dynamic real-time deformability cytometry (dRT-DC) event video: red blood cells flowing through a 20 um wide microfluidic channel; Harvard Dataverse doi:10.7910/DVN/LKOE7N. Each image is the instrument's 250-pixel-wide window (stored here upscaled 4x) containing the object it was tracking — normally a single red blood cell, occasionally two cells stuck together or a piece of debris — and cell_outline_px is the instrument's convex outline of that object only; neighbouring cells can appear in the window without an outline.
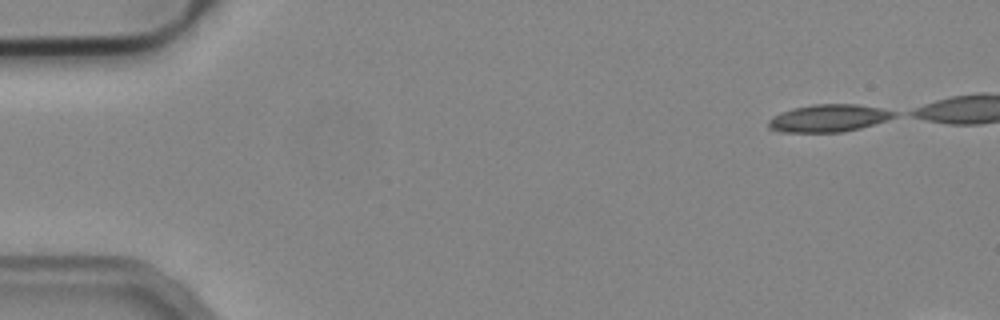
{"species": "common noctule bat (a hibernating species)", "species_latin": "Nyctalus noctula", "temperature_condition": "cold", "stored_images_in_passage": 11, "camera_frame_rate_fps": 3000, "um_per_image_px": 0.085, "animal": {"sex": "male", "body_mass_g": 19.2, "forearm_length_mm": 51.8}, "frame": {"image": 1, "passage_image": 1, "time_ms": 0.0, "image_size_px": [1000, 320], "cell_outline_px": [[896, 116], [888, 120], [860, 128], [844, 132], [780, 132], [768, 128], [768, 120], [772, 116], [780, 112], [792, 108], [812, 104], [856, 104], [880, 108], [896, 112]], "centroid_in_image_um": [70.4, 10.04], "position_along_channel_um": 14.6, "area_um2": 20.23}}